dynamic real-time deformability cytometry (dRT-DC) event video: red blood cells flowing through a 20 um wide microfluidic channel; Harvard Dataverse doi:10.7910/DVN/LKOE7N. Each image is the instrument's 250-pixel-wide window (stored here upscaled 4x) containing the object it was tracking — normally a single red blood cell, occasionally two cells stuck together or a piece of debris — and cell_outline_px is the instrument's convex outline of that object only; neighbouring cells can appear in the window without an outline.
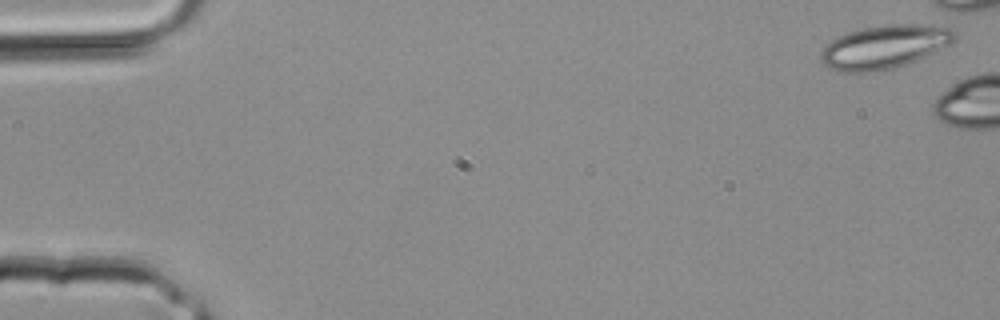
{"species": "common noctule bat (a hibernating species)", "species_latin": "Nyctalus noctula", "temperature_condition": "room temperature", "stored_images_in_passage": 3, "camera_frame_rate_fps": 3000, "um_per_image_px": 0.085, "animal": {"sex": "male", "body_mass_g": 20.4}, "frame": {"image": 1, "passage_image": 1, "time_ms": 0.0, "image_size_px": [1000, 320], "cell_outline_px": [[960, 36], [952, 44], [908, 64], [896, 68], [864, 72], [840, 72], [828, 68], [820, 60], [820, 52], [832, 40], [840, 36], [864, 28], [888, 24], [940, 24], [956, 28]], "centroid_in_image_um": [75.31, 3.96], "position_along_channel_um": 9.7, "area_um2": 34.45}}